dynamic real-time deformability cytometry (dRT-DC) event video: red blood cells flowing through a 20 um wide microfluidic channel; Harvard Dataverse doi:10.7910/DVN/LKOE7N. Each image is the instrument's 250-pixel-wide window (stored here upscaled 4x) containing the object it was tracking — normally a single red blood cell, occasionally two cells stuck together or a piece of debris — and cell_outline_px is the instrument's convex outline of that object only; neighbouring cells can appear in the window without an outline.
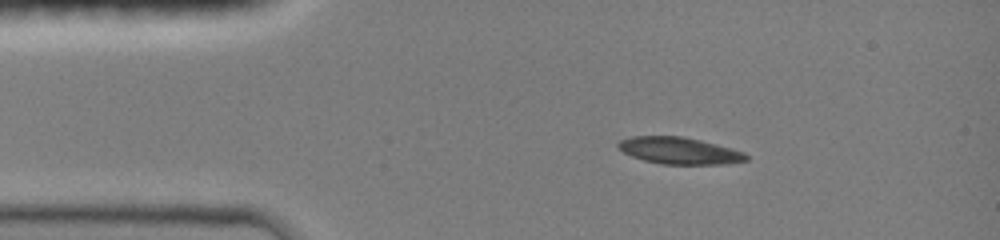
{"species": "common noctule bat (a hibernating species)", "species_latin": "Nyctalus noctula", "temperature_condition": "room temperature", "stored_images_in_passage": 40, "camera_frame_rate_fps": 3000, "um_per_image_px": 0.085, "animal": {"sex": "female", "body_mass_g": 19.0, "forearm_length_mm": 51.5}, "frame": {"image": 1, "passage_image": 1, "time_ms": 0.0, "image_size_px": [1000, 240], "cell_outline_px": [[748, 160], [728, 164], [660, 164], [644, 160], [632, 156], [624, 152], [616, 144], [620, 140], [632, 136], [684, 136], [732, 148], [744, 152], [748, 156]], "centroid_in_image_um": [57.76, 12.81], "position_along_channel_um": 27.2, "area_um2": 20.0}}
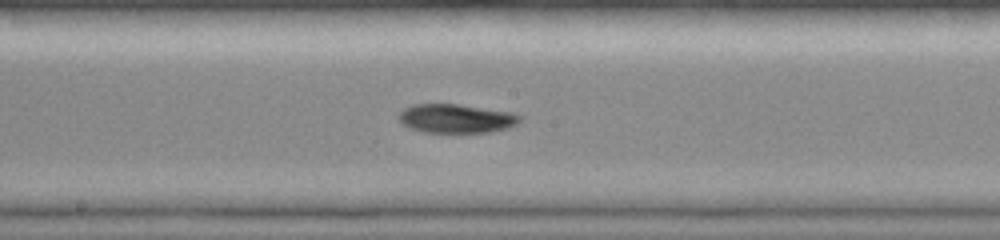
{"frame": {"image": 2, "passage_image": 18, "time_ms": 5.667, "image_size_px": [1000, 240], "cell_outline_px": [[520, 120], [516, 124], [508, 128], [488, 132], [424, 132], [412, 128], [404, 124], [396, 116], [404, 108], [412, 104], [460, 104], [512, 112], [520, 116]], "centroid_in_image_um": [38.77, 10.06], "position_along_channel_um": 209.4, "area_um2": 20.29}}
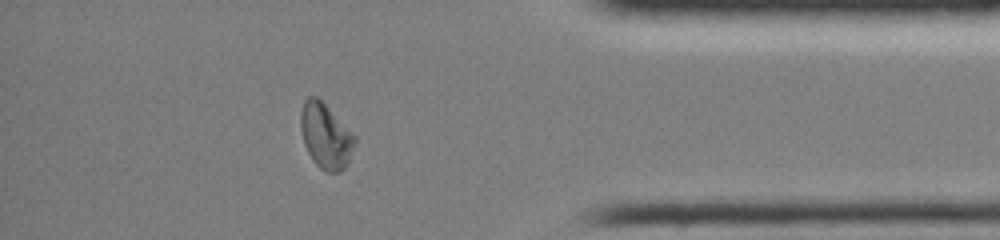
{"frame": {"image": 3, "passage_image": 34, "time_ms": 11.0, "image_size_px": [1000, 240], "cell_outline_px": [[356, 140], [348, 160], [344, 168], [340, 172], [328, 172], [320, 168], [312, 160], [304, 144], [300, 128], [300, 112], [304, 100], [308, 96], [316, 96], [356, 136]], "centroid_in_image_um": [27.65, 11.55], "position_along_channel_um": 407.5, "area_um2": 20.29}, "authors_computed_cell_mechanics": {"area_um2": 20.5479, "velocity_mm_per_s": 4.018, "shape_relaxation_time_tau1_ms": null, "shape_relaxation_time_tau2_ms": 11.1289, "deformation_change_tau1": null, "deformation_change_tau2": 0.1553}}